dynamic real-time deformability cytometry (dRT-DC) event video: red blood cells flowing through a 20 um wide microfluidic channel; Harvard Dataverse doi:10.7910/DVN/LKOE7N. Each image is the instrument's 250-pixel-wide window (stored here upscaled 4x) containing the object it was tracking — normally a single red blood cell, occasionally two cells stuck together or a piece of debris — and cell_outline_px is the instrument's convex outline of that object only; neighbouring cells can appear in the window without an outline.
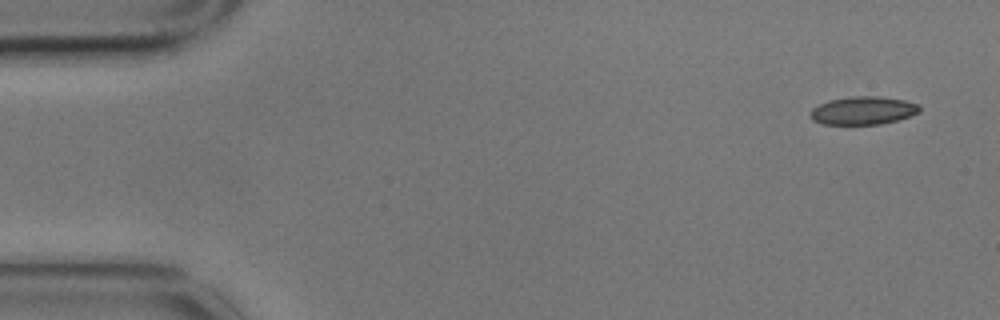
{"species": "common noctule bat (a hibernating species)", "species_latin": "Nyctalus noctula", "temperature_condition": "cold", "stored_images_in_passage": 4, "camera_frame_rate_fps": 3000, "um_per_image_px": 0.085, "animal": {"sex": "male", "body_mass_g": 17.9}, "frame": {"image": 1, "passage_image": 1, "time_ms": 0.0, "image_size_px": [1000, 320], "cell_outline_px": [[920, 112], [896, 120], [880, 124], [824, 124], [812, 120], [808, 112], [812, 108], [828, 100], [852, 96], [880, 96], [904, 100], [920, 104]], "centroid_in_image_um": [73.34, 9.38], "position_along_channel_um": 11.7, "area_um2": 17.92}}
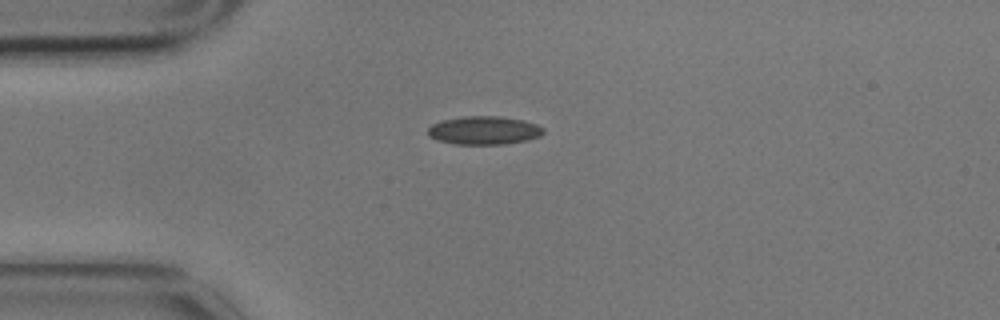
{"frame": {"image": 2, "passage_image": 4, "time_ms": 1.0, "image_size_px": [1000, 320], "cell_outline_px": [[544, 132], [540, 136], [528, 140], [504, 144], [452, 144], [436, 140], [428, 136], [428, 128], [432, 124], [444, 120], [464, 116], [500, 116], [524, 120], [536, 124], [544, 128]], "centroid_in_image_um": [41.14, 11.08], "position_along_channel_um": 43.9, "area_um2": 19.19}}